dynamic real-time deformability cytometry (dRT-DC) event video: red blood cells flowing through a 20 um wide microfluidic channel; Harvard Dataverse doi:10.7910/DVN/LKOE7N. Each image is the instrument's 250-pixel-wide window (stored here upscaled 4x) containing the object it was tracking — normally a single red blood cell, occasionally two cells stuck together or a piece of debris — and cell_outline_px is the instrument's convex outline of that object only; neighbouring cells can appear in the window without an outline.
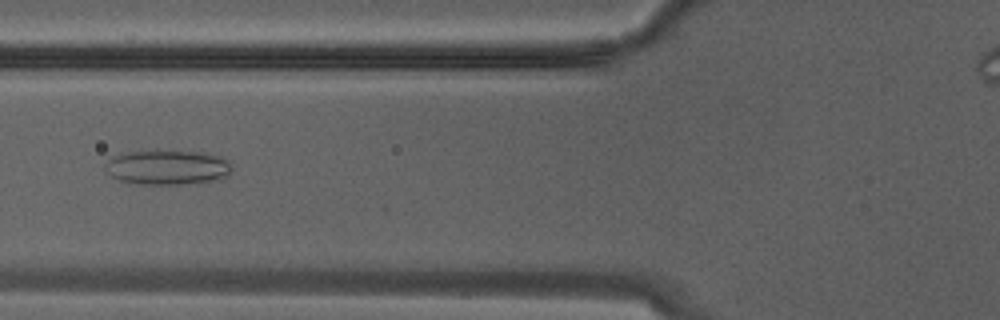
{"species": "Egyptian fruit bat (a non-hibernating species)", "species_latin": "Rousettus aegyptiacus", "temperature_condition": "warm", "stored_images_in_passage": 13, "camera_frame_rate_fps": 3000, "um_per_image_px": 0.085, "animal": {"sex": "male"}, "frame": {"image": 1, "passage_image": 10, "time_ms": 3.0, "image_size_px": [1000, 320], "cell_outline_px": [[232, 172], [224, 180], [196, 184], [136, 184], [120, 180], [112, 176], [108, 172], [104, 164], [108, 160], [116, 156], [128, 152], [156, 148], [204, 152], [220, 156], [228, 160], [232, 168]], "centroid_in_image_um": [14.33, 14.21], "position_along_channel_um": 111.5, "area_um2": 26.76}}